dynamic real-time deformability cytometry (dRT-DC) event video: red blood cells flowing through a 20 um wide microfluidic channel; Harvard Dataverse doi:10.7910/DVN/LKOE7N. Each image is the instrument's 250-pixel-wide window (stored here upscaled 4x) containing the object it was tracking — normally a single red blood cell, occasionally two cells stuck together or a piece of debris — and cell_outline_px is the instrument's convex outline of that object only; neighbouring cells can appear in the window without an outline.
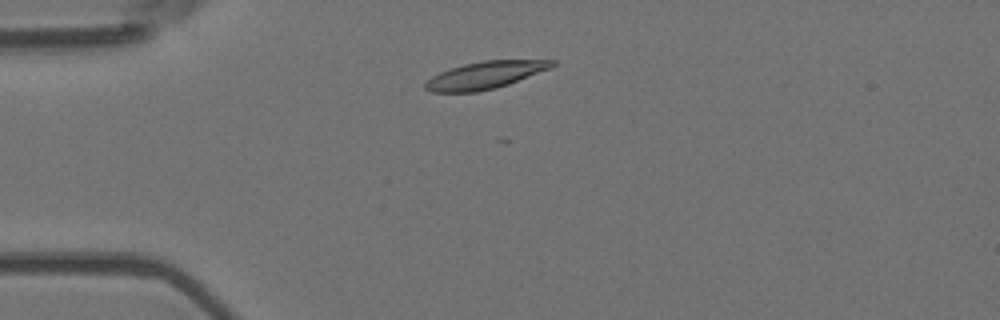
{"species": "Egyptian fruit bat (a non-hibernating species)", "species_latin": "Rousettus aegyptiacus", "temperature_condition": "room temperature", "stored_images_in_passage": 8, "camera_frame_rate_fps": 3000, "um_per_image_px": 0.085, "animal": {"sex": "female"}, "frame": {"image": 1, "passage_image": 1, "time_ms": 0.0, "image_size_px": [1000, 320], "cell_outline_px": [[556, 64], [552, 68], [508, 84], [496, 88], [476, 92], [428, 92], [424, 88], [424, 84], [432, 76], [440, 72], [464, 64], [484, 60], [556, 60]], "centroid_in_image_um": [41.25, 6.39], "position_along_channel_um": 43.8, "area_um2": 20.17}}
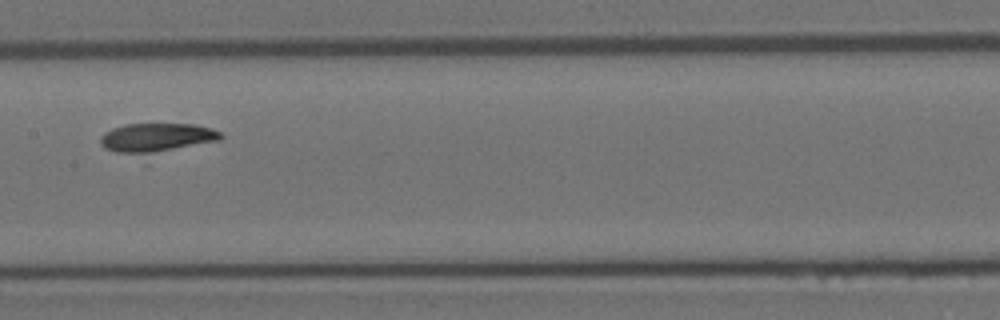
{"frame": {"image": 2, "passage_image": 5, "time_ms": 1.333, "image_size_px": [1000, 320], "cell_outline_px": [[224, 136], [220, 140], [152, 152], [116, 152], [104, 148], [100, 144], [100, 136], [104, 132], [112, 128], [124, 124], [192, 124], [212, 128], [220, 132]], "centroid_in_image_um": [13.28, 11.65], "position_along_channel_um": 194.1, "area_um2": 19.65}}
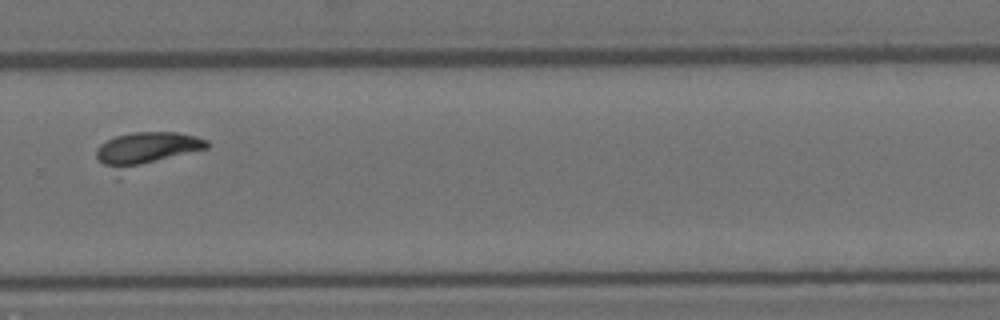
{"frame": {"image": 3, "passage_image": 8, "time_ms": 2.333, "image_size_px": [1000, 320], "cell_outline_px": [[212, 144], [208, 148], [120, 180], [116, 180], [96, 156], [96, 148], [100, 144], [116, 136], [132, 132], [176, 132], [196, 136], [208, 140]], "centroid_in_image_um": [12.42, 12.86], "position_along_channel_um": 317.4, "area_um2": 24.68}}